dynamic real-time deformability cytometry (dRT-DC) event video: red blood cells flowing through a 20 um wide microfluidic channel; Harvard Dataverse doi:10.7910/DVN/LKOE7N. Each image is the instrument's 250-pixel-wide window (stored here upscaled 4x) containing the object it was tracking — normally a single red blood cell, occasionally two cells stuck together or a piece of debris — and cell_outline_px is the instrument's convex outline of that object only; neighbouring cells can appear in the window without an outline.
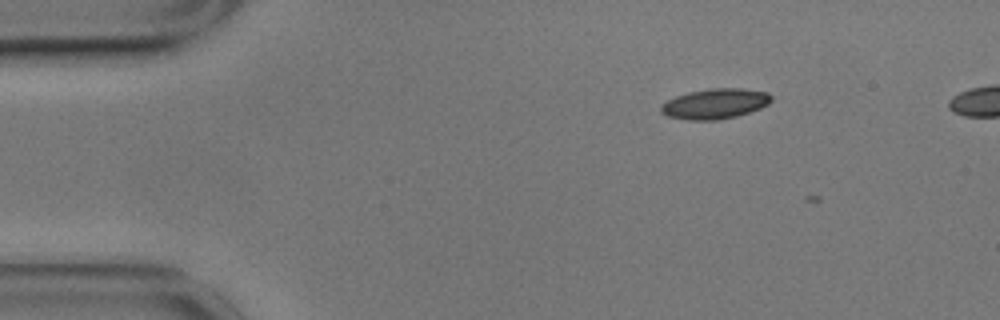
{"species": "common noctule bat (a hibernating species)", "species_latin": "Nyctalus noctula", "temperature_condition": "cold", "stored_images_in_passage": 2, "camera_frame_rate_fps": 3000, "um_per_image_px": 0.085, "animal": {"sex": "male", "body_mass_g": 17.9}, "frame": {"image": 1, "passage_image": 1, "time_ms": 0.0, "image_size_px": [1000, 320], "cell_outline_px": [[772, 100], [768, 104], [760, 108], [736, 116], [716, 120], [688, 120], [668, 116], [660, 112], [660, 104], [676, 96], [688, 92], [712, 88], [740, 88], [768, 92], [772, 96]], "centroid_in_image_um": [60.76, 8.81], "position_along_channel_um": 24.2, "area_um2": 19.42}}